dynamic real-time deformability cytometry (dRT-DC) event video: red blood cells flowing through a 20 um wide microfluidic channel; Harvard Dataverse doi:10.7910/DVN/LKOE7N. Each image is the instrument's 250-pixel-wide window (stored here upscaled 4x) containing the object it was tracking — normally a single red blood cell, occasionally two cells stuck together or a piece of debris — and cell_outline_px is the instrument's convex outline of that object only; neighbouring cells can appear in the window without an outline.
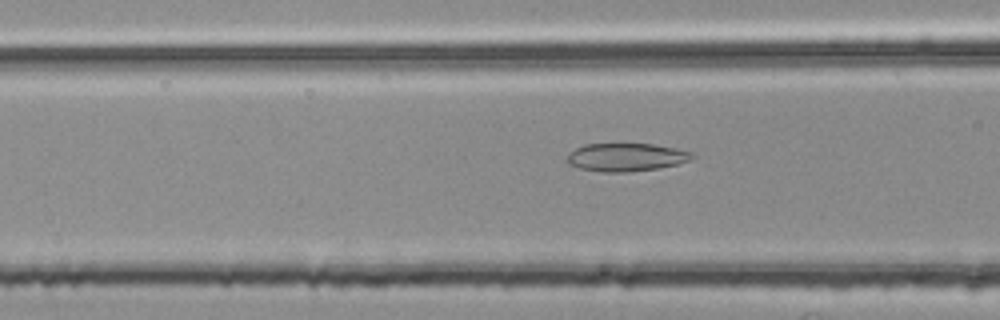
{"species": "common noctule bat (a hibernating species)", "species_latin": "Nyctalus noctula", "temperature_condition": "room temperature", "stored_images_in_passage": 17, "camera_frame_rate_fps": 3000, "um_per_image_px": 0.085, "animal": {"sex": "female", "body_mass_g": 25.1}, "frame": {"image": 1, "passage_image": 15, "time_ms": 4.667, "image_size_px": [1000, 320], "cell_outline_px": [[696, 156], [692, 160], [660, 168], [628, 172], [604, 172], [580, 168], [568, 164], [564, 160], [568, 152], [584, 144], [652, 144], [676, 148], [696, 152]], "centroid_in_image_um": [53.24, 13.36], "position_along_channel_um": 113.4, "area_um2": 20.81}}